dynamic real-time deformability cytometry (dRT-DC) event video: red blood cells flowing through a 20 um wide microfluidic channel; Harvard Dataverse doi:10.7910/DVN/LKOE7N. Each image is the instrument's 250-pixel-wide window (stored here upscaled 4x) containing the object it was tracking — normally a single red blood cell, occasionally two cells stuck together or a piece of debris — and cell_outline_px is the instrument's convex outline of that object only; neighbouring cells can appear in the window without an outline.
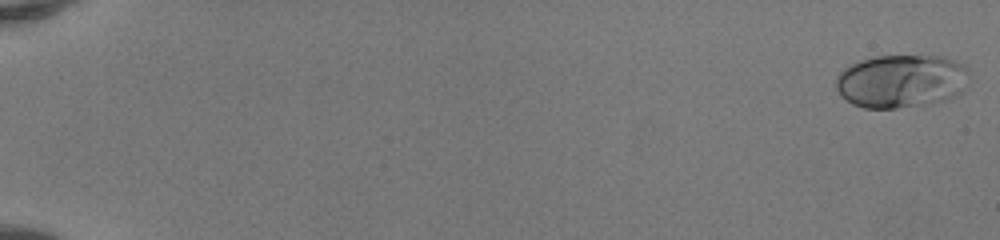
{"species": "human", "species_latin": "Homo sapiens", "temperature_condition": "room temperature", "stored_images_in_passage": 51, "camera_frame_rate_fps": 3000, "um_per_image_px": 0.085, "donor": {"sex": "female"}, "frame": {"image": 1, "passage_image": 1, "time_ms": 0.0, "image_size_px": [1000, 240], "cell_outline_px": [[968, 72], [960, 92], [956, 96], [932, 104], [896, 108], [864, 108], [852, 104], [840, 96], [836, 88], [836, 76], [848, 64], [860, 60], [876, 56], [944, 56], [964, 64], [968, 68]], "centroid_in_image_um": [76.56, 6.89], "position_along_channel_um": 8.4, "area_um2": 41.62}}
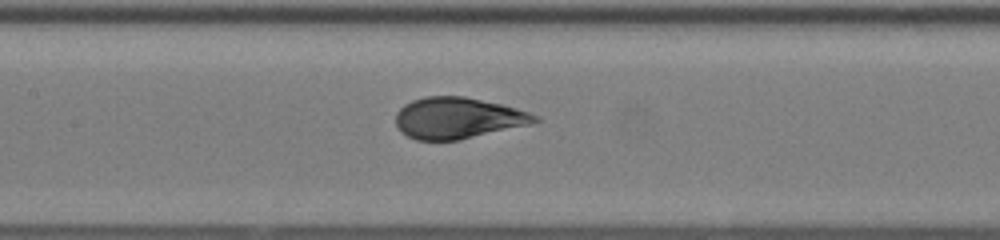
{"frame": {"image": 2, "passage_image": 27, "time_ms": 8.667, "image_size_px": [1000, 240], "cell_outline_px": [[540, 120], [532, 124], [460, 140], [416, 140], [400, 132], [396, 124], [396, 112], [404, 104], [412, 100], [424, 96], [464, 96], [500, 104], [516, 108], [540, 116]], "centroid_in_image_um": [38.91, 10.03], "position_along_channel_um": 168.5, "area_um2": 33.58}}
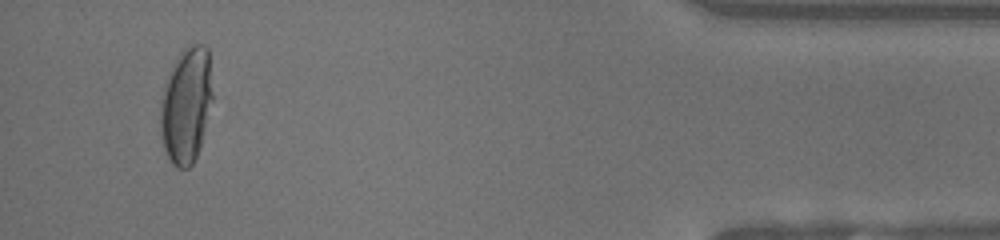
{"frame": {"image": 3, "passage_image": 49, "time_ms": 16.0, "image_size_px": [1000, 240], "cell_outline_px": [[212, 100], [200, 144], [196, 156], [192, 164], [188, 168], [176, 168], [172, 164], [164, 148], [160, 132], [160, 104], [164, 84], [172, 64], [180, 52], [188, 44], [204, 44], [208, 48], [212, 92]], "centroid_in_image_um": [15.8, 8.9], "position_along_channel_um": 419.4, "area_um2": 35.2}, "authors_computed_cell_mechanics": {"area_um2": 34.3332, "velocity_mm_per_s": 4.1639, "shape_relaxation_time_tau1_ms": 4.1498, "shape_relaxation_time_tau2_ms": null, "deformation_change_tau1": 0.1945, "deformation_change_tau2": null}}